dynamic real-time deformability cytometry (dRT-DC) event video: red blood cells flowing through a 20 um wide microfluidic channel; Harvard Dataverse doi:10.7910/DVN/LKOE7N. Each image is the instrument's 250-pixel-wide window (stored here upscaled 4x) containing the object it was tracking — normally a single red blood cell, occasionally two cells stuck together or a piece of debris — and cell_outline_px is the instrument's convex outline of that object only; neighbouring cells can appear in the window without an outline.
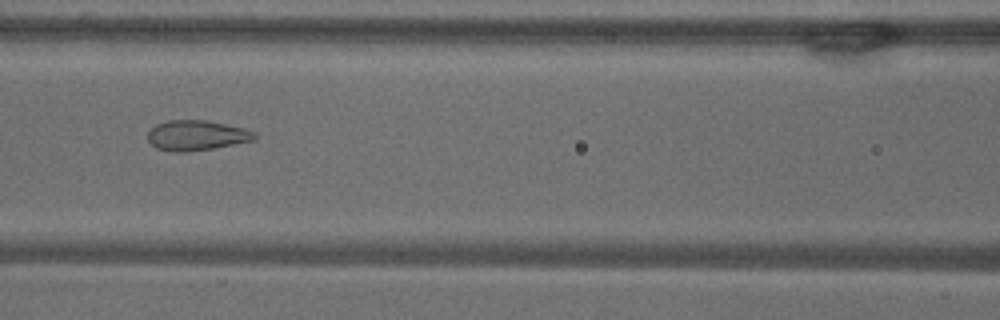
{"species": "common noctule bat (a hibernating species)", "species_latin": "Nyctalus noctula", "temperature_condition": "warm", "stored_images_in_passage": 55, "camera_frame_rate_fps": 3000, "um_per_image_px": 0.085, "animal": {"sex": "male", "body_mass_g": 18.8}, "frame": {"image": 1, "passage_image": 24, "time_ms": 7.667, "image_size_px": [1000, 320], "cell_outline_px": [[256, 140], [212, 148], [184, 152], [172, 152], [156, 148], [148, 140], [148, 132], [156, 124], [168, 120], [204, 120], [244, 128], [256, 132]], "centroid_in_image_um": [16.7, 11.51], "position_along_channel_um": 149.9, "area_um2": 18.67}}
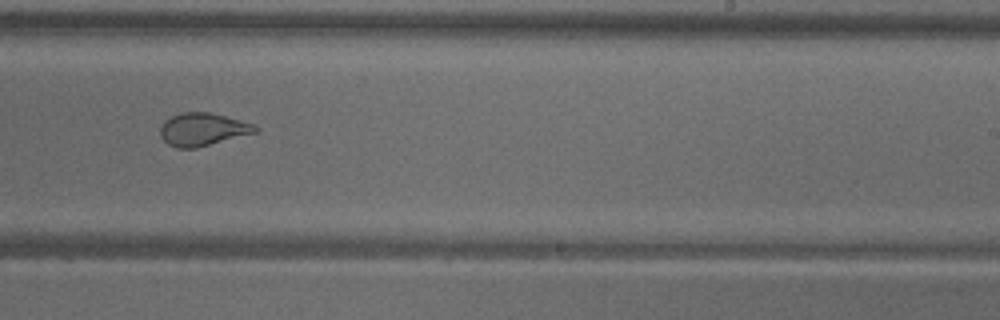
{"frame": {"image": 2, "passage_image": 34, "time_ms": 11.0, "image_size_px": [1000, 320], "cell_outline_px": [[260, 128], [256, 132], [196, 148], [176, 148], [168, 144], [160, 136], [160, 128], [164, 120], [180, 112], [212, 112], [256, 124]], "centroid_in_image_um": [17.23, 10.98], "position_along_channel_um": 271.8, "area_um2": 18.32}}
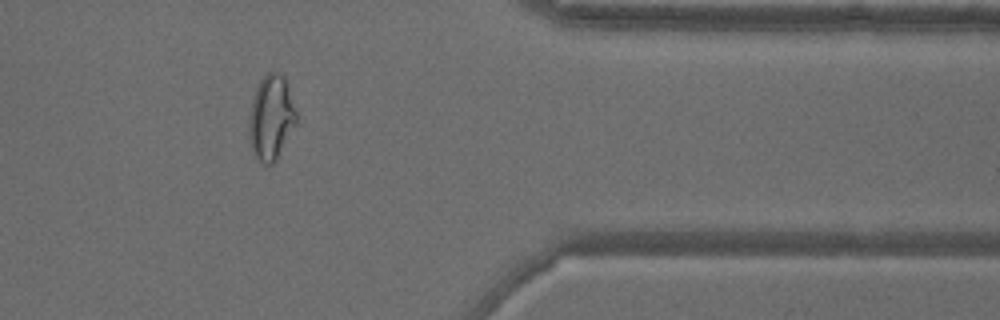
{"frame": {"image": 3, "passage_image": 45, "time_ms": 14.667, "image_size_px": [1000, 320], "cell_outline_px": [[296, 124], [276, 160], [272, 164], [264, 164], [256, 156], [248, 140], [248, 116], [252, 100], [256, 88], [260, 80], [268, 72], [276, 72], [284, 76], [296, 112]], "centroid_in_image_um": [23.02, 10.0], "position_along_channel_um": 388.4, "area_um2": 23.24}, "authors_computed_cell_mechanics": {"area_um2": 23.2356, "velocity_mm_per_s": 3.6629, "shape_relaxation_time_tau1_ms": null, "shape_relaxation_time_tau2_ms": 0.7903, "deformation_change_tau1": null, "deformation_change_tau2": 0.0821}}